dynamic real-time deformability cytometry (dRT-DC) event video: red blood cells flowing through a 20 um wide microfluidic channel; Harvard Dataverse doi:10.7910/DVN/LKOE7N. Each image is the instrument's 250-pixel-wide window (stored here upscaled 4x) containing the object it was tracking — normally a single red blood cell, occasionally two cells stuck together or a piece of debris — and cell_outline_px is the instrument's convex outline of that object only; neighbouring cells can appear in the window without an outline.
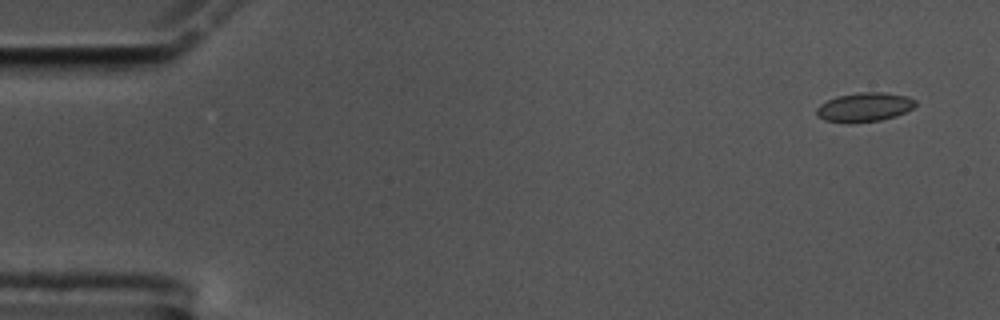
{"species": "common noctule bat (a hibernating species)", "species_latin": "Nyctalus noctula", "temperature_condition": "cold", "stored_images_in_passage": 58, "camera_frame_rate_fps": 3000, "um_per_image_px": 0.085, "animal": {"sex": "male", "body_mass_g": 17.5, "forearm_length_mm": 52.3}, "frame": {"image": 1, "passage_image": 4, "time_ms": 1.0, "image_size_px": [1000, 320], "cell_outline_px": [[916, 104], [912, 108], [896, 116], [880, 120], [848, 124], [824, 120], [816, 116], [816, 108], [820, 104], [836, 96], [860, 92], [884, 92], [908, 96], [916, 100]], "centroid_in_image_um": [73.45, 9.11], "position_along_channel_um": 11.6, "area_um2": 16.99}}
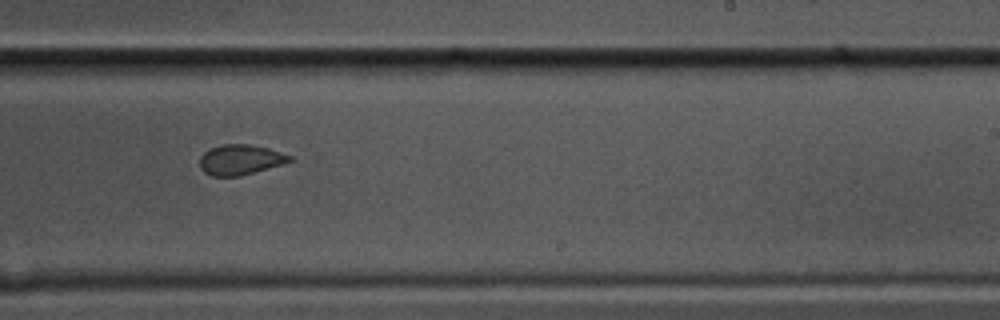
{"frame": {"image": 2, "passage_image": 36, "time_ms": 11.667, "image_size_px": [1000, 320], "cell_outline_px": [[292, 160], [280, 164], [240, 176], [212, 176], [204, 172], [200, 168], [200, 156], [204, 152], [212, 148], [224, 144], [248, 144], [268, 148], [292, 156]], "centroid_in_image_um": [20.39, 13.57], "position_along_channel_um": 268.6, "area_um2": 15.55}}
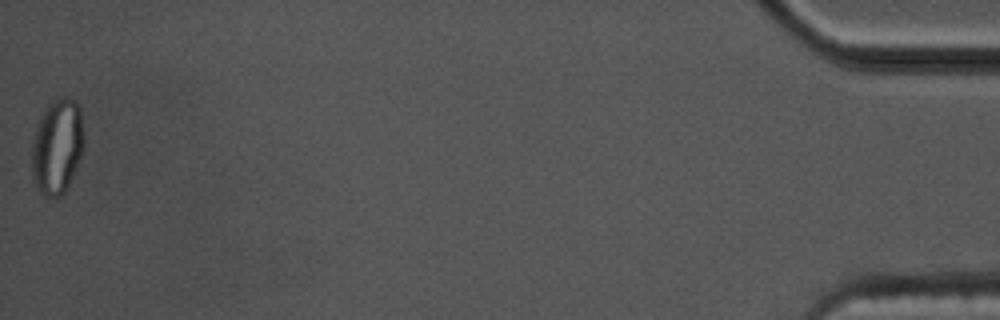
{"frame": {"image": 3, "passage_image": 58, "time_ms": 19.0, "image_size_px": [1000, 320], "cell_outline_px": [[84, 144], [80, 156], [72, 176], [64, 192], [56, 200], [44, 196], [40, 192], [32, 176], [32, 140], [40, 116], [48, 104], [56, 96], [64, 96], [76, 100], [80, 108], [84, 136]], "centroid_in_image_um": [4.85, 12.42], "position_along_channel_um": 430.3, "area_um2": 29.19}, "authors_computed_cell_mechanics": {"area_um2": 16.473, "velocity_mm_per_s": 3.5255, "shape_relaxation_time_tau1_ms": 6.6236, "shape_relaxation_time_tau2_ms": 1.5551, "deformation_change_tau1": 0.1475, "deformation_change_tau2": 0.0331}}